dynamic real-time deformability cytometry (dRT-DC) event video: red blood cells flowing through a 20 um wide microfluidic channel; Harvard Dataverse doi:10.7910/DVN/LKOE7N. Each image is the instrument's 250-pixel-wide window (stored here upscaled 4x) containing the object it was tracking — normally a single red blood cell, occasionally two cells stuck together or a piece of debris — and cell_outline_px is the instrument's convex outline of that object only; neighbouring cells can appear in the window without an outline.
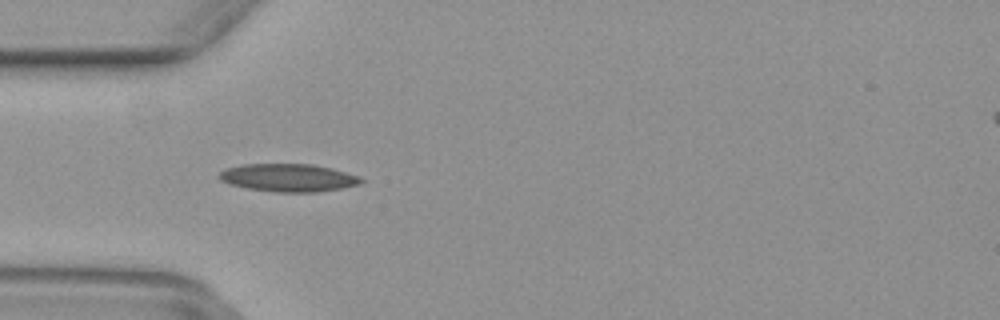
{"species": "common noctule bat (a hibernating species)", "species_latin": "Nyctalus noctula", "temperature_condition": "warm", "stored_images_in_passage": 28, "camera_frame_rate_fps": 3000, "um_per_image_px": 0.085, "animal": {"sex": "female", "body_mass_g": 29.2, "forearm_length_mm": 56.3}, "frame": {"image": 1, "passage_image": 5, "time_ms": 1.333, "image_size_px": [1000, 320], "cell_outline_px": [[368, 180], [360, 184], [340, 188], [316, 192], [276, 192], [248, 188], [232, 184], [220, 180], [216, 176], [220, 172], [228, 168], [244, 164], [312, 164], [332, 168], [360, 176]], "centroid_in_image_um": [24.56, 15.1], "position_along_channel_um": 60.4, "area_um2": 23.0}}
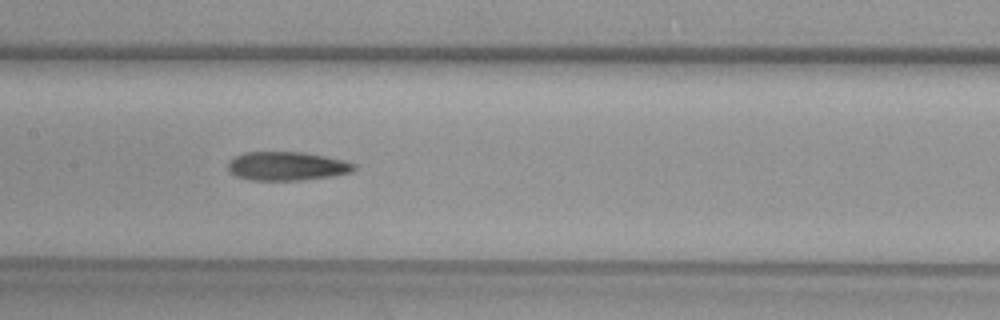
{"frame": {"image": 2, "passage_image": 14, "time_ms": 4.333, "image_size_px": [1000, 320], "cell_outline_px": [[356, 168], [352, 172], [332, 176], [300, 180], [248, 180], [236, 176], [228, 172], [228, 160], [244, 152], [304, 152], [344, 160], [356, 164]], "centroid_in_image_um": [24.36, 14.12], "position_along_channel_um": 183.0, "area_um2": 21.27}}
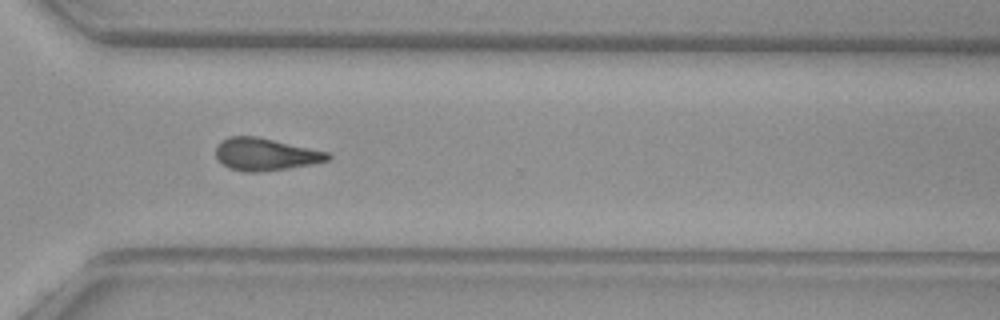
{"frame": {"image": 3, "passage_image": 26, "time_ms": 8.333, "image_size_px": [1000, 320], "cell_outline_px": [[332, 156], [328, 160], [288, 168], [256, 172], [244, 172], [228, 168], [216, 156], [216, 148], [228, 136], [256, 136], [328, 152]], "centroid_in_image_um": [22.55, 13.12], "position_along_channel_um": 348.1, "area_um2": 20.69}}